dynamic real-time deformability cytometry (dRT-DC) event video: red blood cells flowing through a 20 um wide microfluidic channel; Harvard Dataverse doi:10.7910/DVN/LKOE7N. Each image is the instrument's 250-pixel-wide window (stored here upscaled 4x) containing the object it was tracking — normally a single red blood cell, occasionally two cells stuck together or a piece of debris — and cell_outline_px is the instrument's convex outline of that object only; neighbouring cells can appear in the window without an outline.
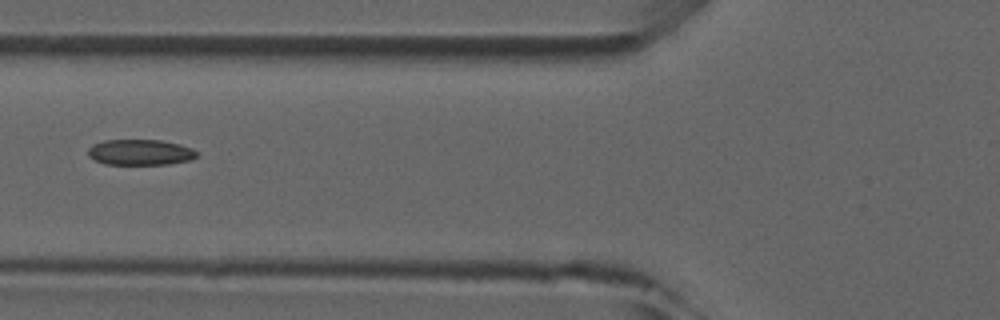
{"species": "common noctule bat (a hibernating species)", "species_latin": "Nyctalus noctula", "temperature_condition": "room temperature", "stored_images_in_passage": 6, "camera_frame_rate_fps": 3000, "um_per_image_px": 0.085, "animal": {"sex": "male", "forearm_length_mm": 52.5}, "frame": {"image": 1, "passage_image": 6, "time_ms": 5.667, "image_size_px": [1000, 320], "cell_outline_px": [[196, 156], [192, 160], [168, 164], [104, 164], [92, 160], [88, 156], [88, 148], [92, 144], [104, 140], [160, 140], [180, 144], [192, 148], [196, 152]], "centroid_in_image_um": [11.88, 12.94], "position_along_channel_um": 113.9, "area_um2": 16.42}}